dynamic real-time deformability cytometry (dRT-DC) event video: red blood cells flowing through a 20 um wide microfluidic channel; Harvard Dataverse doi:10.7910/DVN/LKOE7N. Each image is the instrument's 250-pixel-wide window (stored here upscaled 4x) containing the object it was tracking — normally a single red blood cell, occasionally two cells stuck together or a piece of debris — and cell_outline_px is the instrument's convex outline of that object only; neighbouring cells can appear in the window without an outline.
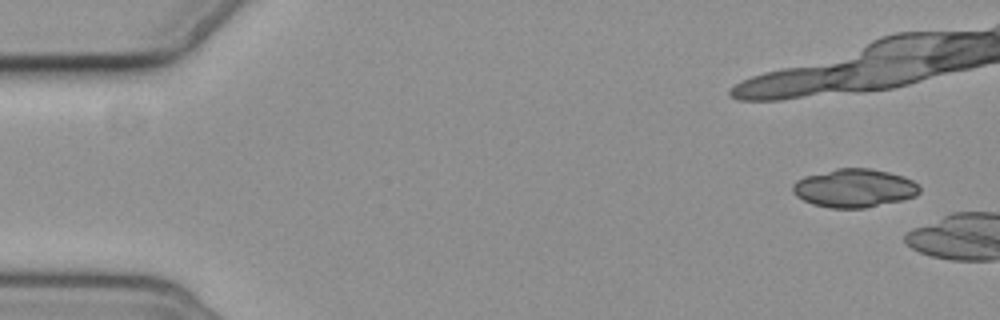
{"species": "common noctule bat (a hibernating species)", "species_latin": "Nyctalus noctula", "temperature_condition": "cold", "stored_images_in_passage": 4, "camera_frame_rate_fps": 3000, "um_per_image_px": 0.085, "animal": {"sex": "female", "body_mass_g": 19.3, "forearm_length_mm": 54.1}, "frame": {"image": 1, "passage_image": 1, "time_ms": 0.0, "image_size_px": [1000, 320], "cell_outline_px": [[920, 192], [916, 196], [904, 200], [864, 208], [832, 208], [812, 204], [796, 196], [792, 192], [792, 184], [796, 180], [804, 176], [836, 168], [868, 168], [888, 172], [904, 176], [912, 180], [920, 188]], "centroid_in_image_um": [72.6, 15.99], "position_along_channel_um": 12.4, "area_um2": 28.55}}